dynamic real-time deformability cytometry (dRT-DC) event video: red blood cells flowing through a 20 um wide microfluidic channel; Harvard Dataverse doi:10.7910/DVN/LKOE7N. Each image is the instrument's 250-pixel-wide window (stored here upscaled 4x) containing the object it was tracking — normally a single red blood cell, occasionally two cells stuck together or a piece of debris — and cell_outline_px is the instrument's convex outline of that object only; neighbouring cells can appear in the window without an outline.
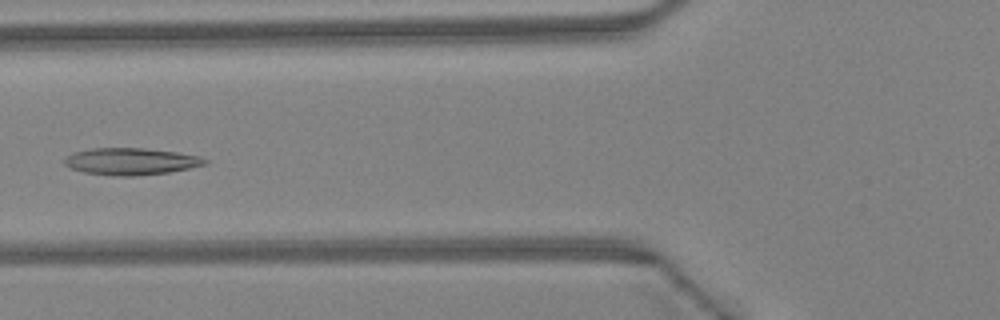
{"species": "Egyptian fruit bat (a non-hibernating species)", "species_latin": "Rousettus aegyptiacus", "temperature_condition": "warm", "stored_images_in_passage": 45, "camera_frame_rate_fps": 3000, "um_per_image_px": 0.085, "animal": {"sex": "female"}, "frame": {"image": 1, "passage_image": 17, "time_ms": 5.333, "image_size_px": [1000, 320], "cell_outline_px": [[208, 164], [168, 172], [136, 176], [116, 176], [84, 172], [68, 168], [64, 164], [64, 156], [72, 152], [92, 148], [144, 148], [176, 152], [200, 156], [208, 160]], "centroid_in_image_um": [11.08, 13.71], "position_along_channel_um": 114.7, "area_um2": 22.2}}
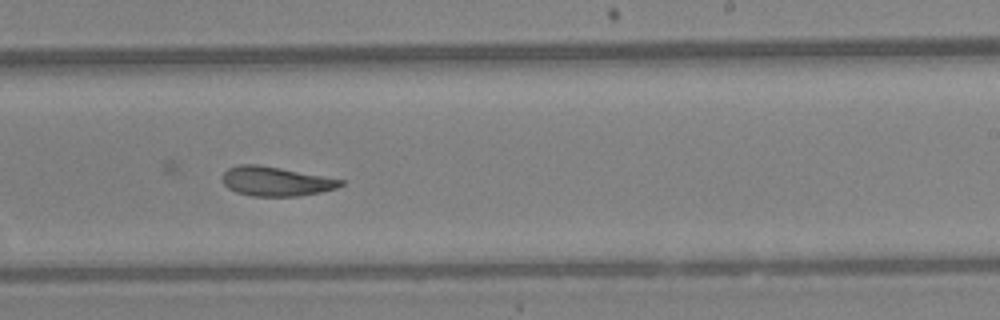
{"frame": {"image": 2, "passage_image": 27, "time_ms": 8.667, "image_size_px": [1000, 320], "cell_outline_px": [[344, 184], [336, 188], [320, 192], [300, 196], [252, 196], [236, 192], [228, 188], [224, 184], [220, 176], [228, 168], [240, 164], [256, 164], [280, 168], [324, 176], [344, 180]], "centroid_in_image_um": [23.42, 15.41], "position_along_channel_um": 265.6, "area_um2": 20.23}}
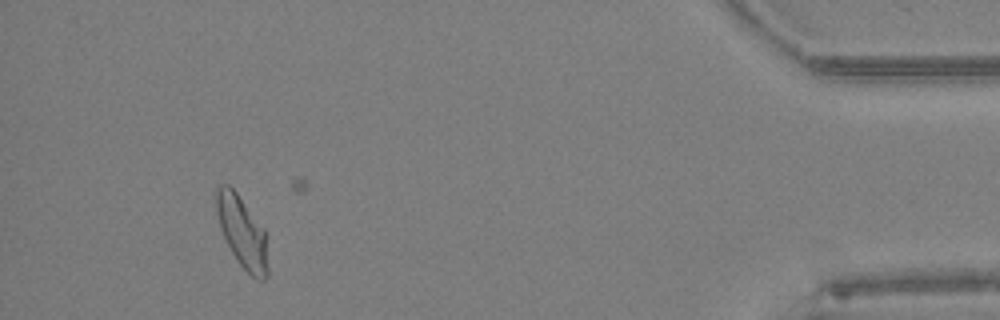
{"frame": {"image": 3, "passage_image": 41, "time_ms": 13.333, "image_size_px": [1000, 320], "cell_outline_px": [[268, 276], [264, 280], [256, 280], [240, 264], [232, 252], [220, 228], [216, 212], [216, 184], [228, 184], [236, 192], [264, 228], [268, 268]], "centroid_in_image_um": [20.57, 19.71], "position_along_channel_um": 414.6, "area_um2": 21.27}, "authors_computed_cell_mechanics": {"area_um2": 22.0796, "velocity_mm_per_s": 4.5367, "shape_relaxation_time_tau1_ms": 8.4071, "shape_relaxation_time_tau2_ms": 3.7181, "deformation_change_tau1": 0.1975, "deformation_change_tau2": 0.1138}}